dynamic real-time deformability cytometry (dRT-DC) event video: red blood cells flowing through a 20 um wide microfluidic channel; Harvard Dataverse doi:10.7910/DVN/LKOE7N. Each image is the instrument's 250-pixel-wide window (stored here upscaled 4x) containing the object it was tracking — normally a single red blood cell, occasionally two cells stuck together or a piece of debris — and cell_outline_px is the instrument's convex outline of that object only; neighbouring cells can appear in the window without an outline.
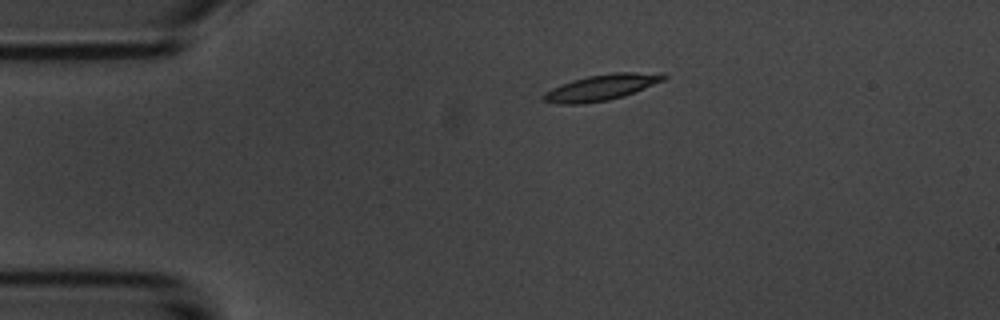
{"species": "common noctule bat (a hibernating species)", "species_latin": "Nyctalus noctula", "temperature_condition": "room temperature", "stored_images_in_passage": 2, "camera_frame_rate_fps": 3000, "um_per_image_px": 0.085, "animal": {"sex": "male", "body_mass_g": 20.1, "forearm_length_mm": 53.5}, "frame": {"image": 1, "passage_image": 1, "time_ms": 0.0, "image_size_px": [1000, 320], "cell_outline_px": [[668, 76], [664, 80], [624, 96], [608, 100], [584, 104], [556, 104], [540, 100], [540, 96], [544, 92], [552, 88], [572, 80], [588, 76], [612, 72], [664, 72]], "centroid_in_image_um": [51.1, 7.43], "position_along_channel_um": 33.9, "area_um2": 18.44}}